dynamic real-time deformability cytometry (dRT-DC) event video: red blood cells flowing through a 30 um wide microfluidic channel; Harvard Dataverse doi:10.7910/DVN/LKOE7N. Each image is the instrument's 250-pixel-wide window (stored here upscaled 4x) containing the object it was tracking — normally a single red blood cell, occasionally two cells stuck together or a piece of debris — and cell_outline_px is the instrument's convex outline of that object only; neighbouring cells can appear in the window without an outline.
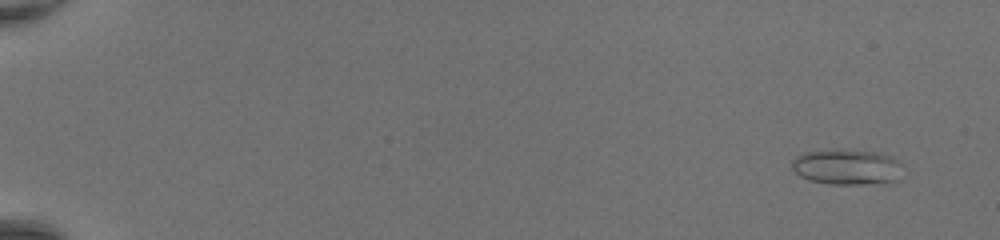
{"species": "common noctule bat (a hibernating species)", "species_latin": "Nyctalus noctula", "temperature_condition": "room temperature", "stored_images_in_passage": 50, "camera_frame_rate_fps": 3000, "um_per_image_px": 0.085, "animal": {"sex": "female", "body_mass_g": 20.0, "forearm_length_mm": 54.0}, "frame": {"image": 1, "passage_image": 4, "time_ms": 1.0, "image_size_px": [1000, 240], "cell_outline_px": [[900, 180], [884, 184], [828, 184], [808, 180], [800, 176], [792, 168], [792, 160], [796, 156], [804, 152], [876, 152], [892, 156], [900, 164]], "centroid_in_image_um": [72.02, 14.26], "position_along_channel_um": 13.0, "area_um2": 22.43}}
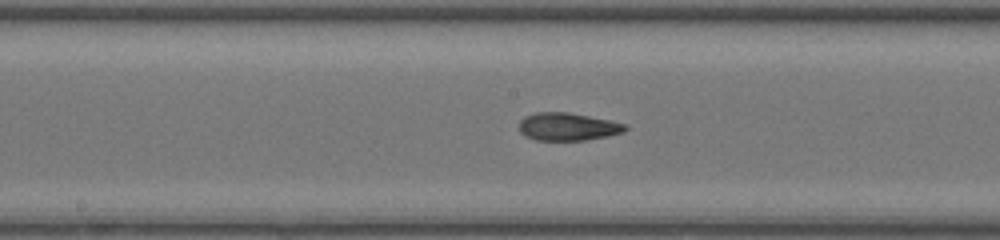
{"frame": {"image": 2, "passage_image": 29, "time_ms": 9.333, "image_size_px": [1000, 240], "cell_outline_px": [[628, 128], [624, 132], [608, 136], [584, 140], [536, 140], [524, 136], [520, 132], [520, 120], [524, 116], [536, 112], [568, 112], [628, 124]], "centroid_in_image_um": [48.26, 10.77], "position_along_channel_um": 199.9, "area_um2": 17.22}}
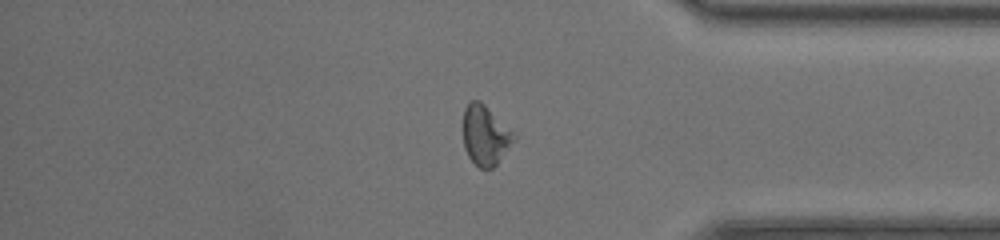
{"frame": {"image": 3, "passage_image": 43, "time_ms": 14.0, "image_size_px": [1000, 240], "cell_outline_px": [[516, 140], [496, 164], [492, 168], [480, 168], [468, 156], [464, 148], [464, 108], [472, 100], [480, 100], [516, 136]], "centroid_in_image_um": [41.24, 11.51], "position_along_channel_um": 394.0, "area_um2": 17.28}, "authors_computed_cell_mechanics": {"area_um2": 17.8024, "velocity_mm_per_s": 4.4131, "shape_relaxation_time_tau1_ms": null, "shape_relaxation_time_tau2_ms": 1.6088, "deformation_change_tau1": null, "deformation_change_tau2": 0.0872}}